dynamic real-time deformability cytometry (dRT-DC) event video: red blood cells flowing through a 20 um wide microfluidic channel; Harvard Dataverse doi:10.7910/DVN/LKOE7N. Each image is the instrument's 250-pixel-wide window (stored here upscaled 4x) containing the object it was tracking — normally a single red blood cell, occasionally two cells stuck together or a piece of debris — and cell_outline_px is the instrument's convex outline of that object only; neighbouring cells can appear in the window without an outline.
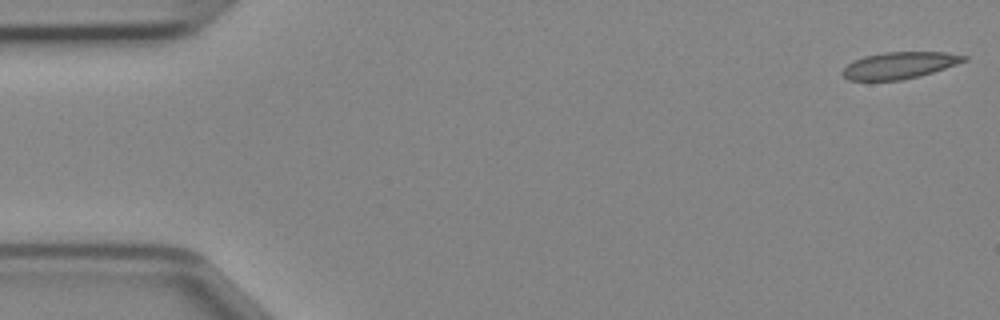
{"species": "Egyptian fruit bat (a non-hibernating species)", "species_latin": "Rousettus aegyptiacus", "temperature_condition": "cold", "stored_images_in_passage": 46, "camera_frame_rate_fps": 3000, "um_per_image_px": 0.085, "animal": {"sex": "female"}, "frame": {"image": 1, "passage_image": 1, "time_ms": 0.0, "image_size_px": [1000, 320], "cell_outline_px": [[968, 60], [920, 76], [900, 80], [848, 80], [840, 72], [852, 60], [864, 56], [884, 52], [944, 52], [968, 56]], "centroid_in_image_um": [76.43, 5.55], "position_along_channel_um": 8.6, "area_um2": 18.84}}
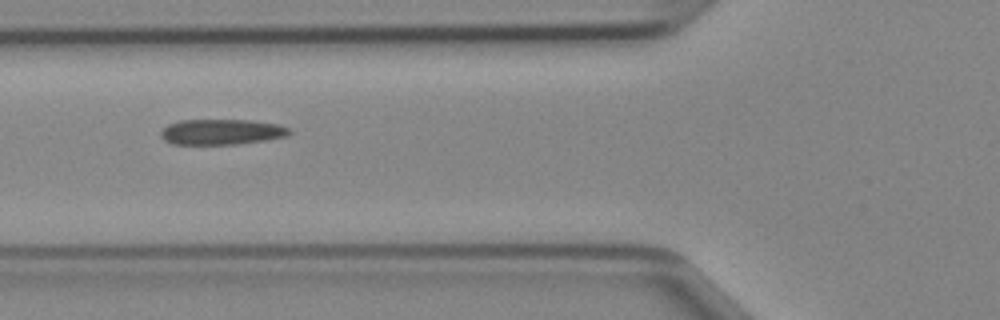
{"frame": {"image": 2, "passage_image": 17, "time_ms": 5.333, "image_size_px": [1000, 320], "cell_outline_px": [[292, 132], [288, 136], [268, 140], [236, 144], [172, 144], [164, 140], [160, 136], [160, 132], [168, 124], [180, 120], [248, 120], [280, 124], [288, 128]], "centroid_in_image_um": [18.85, 11.21], "position_along_channel_um": 107.0, "area_um2": 19.25}}
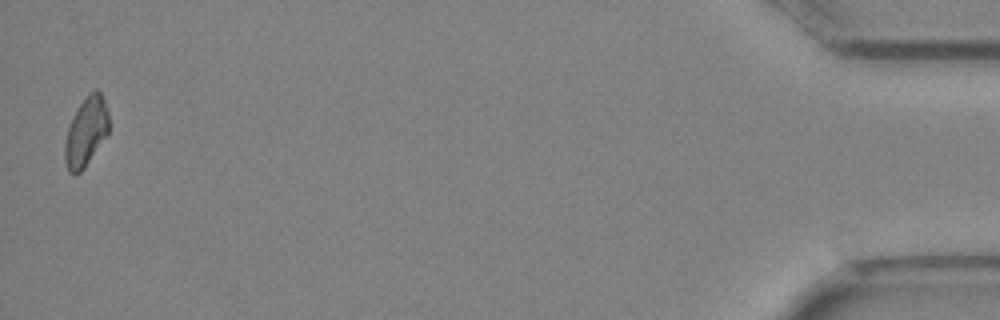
{"frame": {"image": 3, "passage_image": 46, "time_ms": 15.0, "image_size_px": [1000, 320], "cell_outline_px": [[108, 136], [84, 168], [76, 176], [68, 172], [64, 160], [64, 144], [68, 128], [72, 116], [76, 108], [96, 88], [100, 92], [104, 100], [108, 112]], "centroid_in_image_um": [7.3, 11.26], "position_along_channel_um": 427.9, "area_um2": 17.86}}